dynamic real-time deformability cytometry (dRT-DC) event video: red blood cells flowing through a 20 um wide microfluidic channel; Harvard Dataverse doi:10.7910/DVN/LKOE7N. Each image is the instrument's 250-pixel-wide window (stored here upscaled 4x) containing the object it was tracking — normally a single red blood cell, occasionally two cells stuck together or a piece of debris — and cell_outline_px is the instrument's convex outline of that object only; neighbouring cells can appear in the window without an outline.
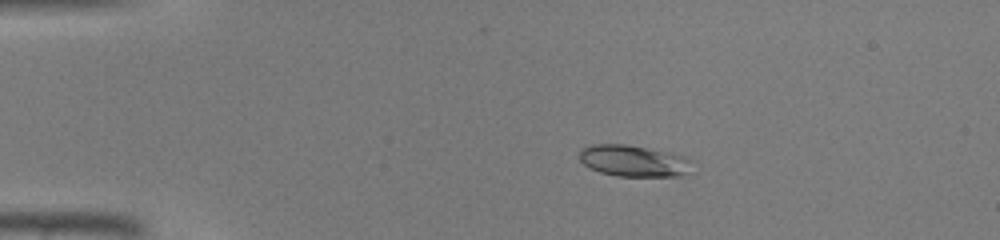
{"species": "common noctule bat (a hibernating species)", "species_latin": "Nyctalus noctula", "temperature_condition": "warm", "stored_images_in_passage": 46, "camera_frame_rate_fps": 3000, "um_per_image_px": 0.085, "animal": {"sex": "male", "body_mass_g": 19.0, "forearm_length_mm": 50.8}, "frame": {"image": 1, "passage_image": 9, "time_ms": 2.667, "image_size_px": [1000, 240], "cell_outline_px": [[692, 160], [688, 172], [684, 176], [616, 176], [600, 172], [584, 164], [580, 160], [580, 152], [584, 148], [592, 144], [624, 144], [668, 152], [684, 156]], "centroid_in_image_um": [53.88, 13.68], "position_along_channel_um": 31.1, "area_um2": 20.46}}
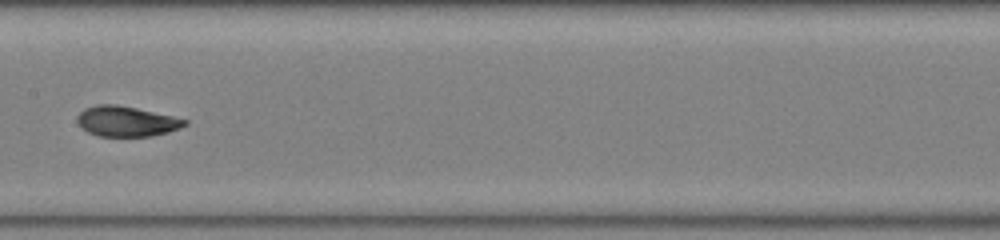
{"frame": {"image": 2, "passage_image": 24, "time_ms": 7.667, "image_size_px": [1000, 240], "cell_outline_px": [[188, 124], [180, 128], [168, 132], [152, 136], [100, 136], [88, 132], [80, 128], [76, 120], [76, 116], [84, 108], [96, 104], [116, 104], [136, 108], [172, 116], [188, 120]], "centroid_in_image_um": [10.71, 10.31], "position_along_channel_um": 196.7, "area_um2": 19.07}}
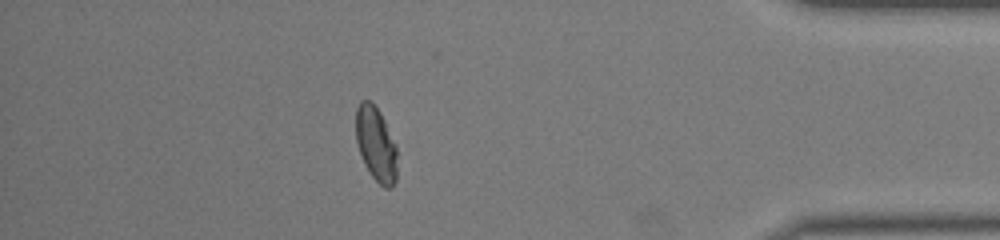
{"frame": {"image": 3, "passage_image": 40, "time_ms": 13.0, "image_size_px": [1000, 240], "cell_outline_px": [[396, 180], [392, 188], [384, 188], [372, 176], [364, 164], [356, 140], [356, 108], [360, 100], [368, 100], [380, 112], [396, 144]], "centroid_in_image_um": [31.96, 12.26], "position_along_channel_um": 403.2, "area_um2": 17.8}}